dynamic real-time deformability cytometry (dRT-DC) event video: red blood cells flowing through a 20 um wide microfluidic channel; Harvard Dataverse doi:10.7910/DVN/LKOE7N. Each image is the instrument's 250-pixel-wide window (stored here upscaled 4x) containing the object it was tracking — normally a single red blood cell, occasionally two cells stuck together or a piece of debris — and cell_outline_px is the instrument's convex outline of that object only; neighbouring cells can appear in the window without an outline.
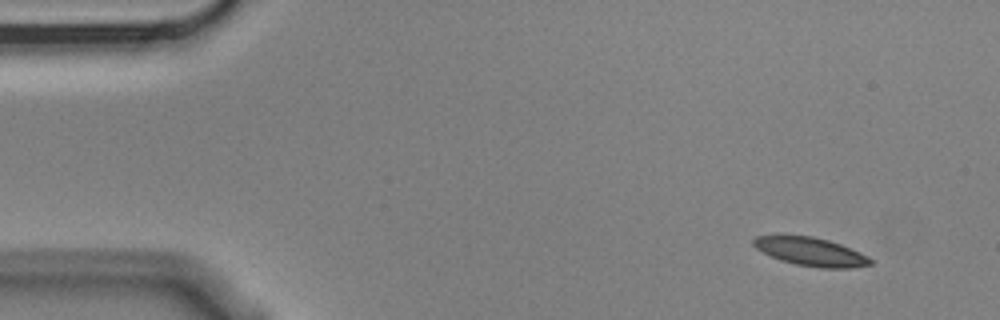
{"species": "Egyptian fruit bat (a non-hibernating species)", "species_latin": "Rousettus aegyptiacus", "temperature_condition": "cold", "stored_images_in_passage": 14, "camera_frame_rate_fps": 3000, "um_per_image_px": 0.085, "animal": {"sex": "male"}, "frame": {"image": 1, "passage_image": 1, "time_ms": 0.0, "image_size_px": [1000, 320], "cell_outline_px": [[872, 264], [852, 268], [820, 268], [796, 264], [780, 260], [756, 248], [752, 244], [752, 240], [756, 236], [776, 232], [812, 236], [828, 240], [840, 244], [868, 256], [872, 260]], "centroid_in_image_um": [68.83, 21.34], "position_along_channel_um": 16.2, "area_um2": 19.88}}
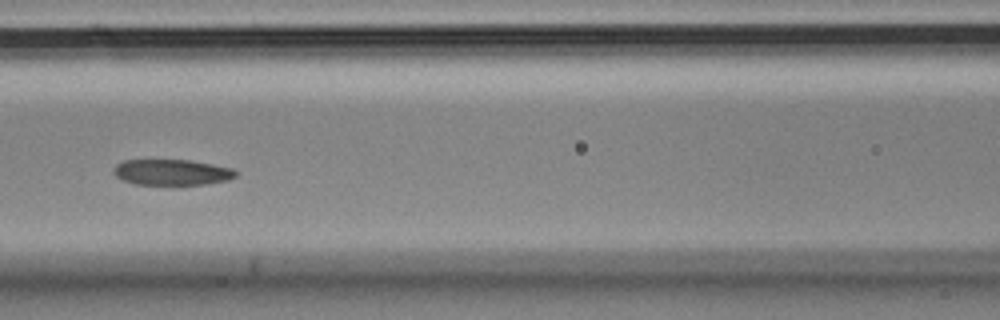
{"frame": {"image": 2, "passage_image": 6, "time_ms": 1.667, "image_size_px": [1000, 320], "cell_outline_px": [[236, 176], [228, 180], [204, 184], [136, 184], [124, 180], [116, 176], [112, 172], [116, 164], [124, 160], [192, 160], [232, 168], [236, 172]], "centroid_in_image_um": [14.6, 14.63], "position_along_channel_um": 152.0, "area_um2": 18.21}}
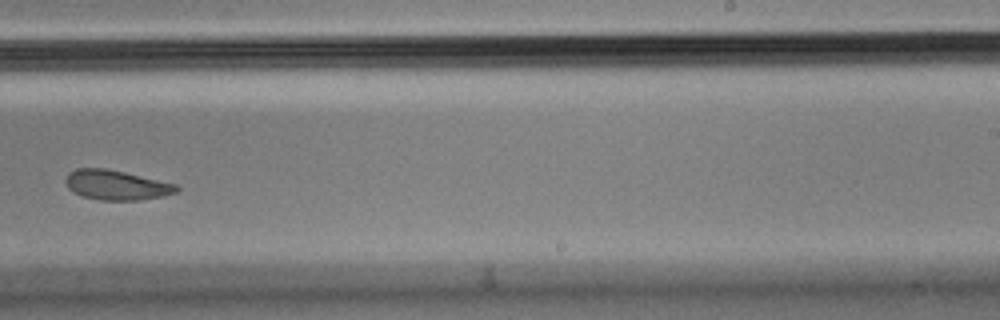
{"frame": {"image": 3, "passage_image": 9, "time_ms": 2.667, "image_size_px": [1000, 320], "cell_outline_px": [[180, 188], [176, 192], [164, 196], [140, 200], [100, 200], [80, 196], [68, 188], [64, 180], [68, 172], [76, 168], [104, 168], [124, 172], [176, 184]], "centroid_in_image_um": [9.86, 15.73], "position_along_channel_um": 279.1, "area_um2": 19.31}}